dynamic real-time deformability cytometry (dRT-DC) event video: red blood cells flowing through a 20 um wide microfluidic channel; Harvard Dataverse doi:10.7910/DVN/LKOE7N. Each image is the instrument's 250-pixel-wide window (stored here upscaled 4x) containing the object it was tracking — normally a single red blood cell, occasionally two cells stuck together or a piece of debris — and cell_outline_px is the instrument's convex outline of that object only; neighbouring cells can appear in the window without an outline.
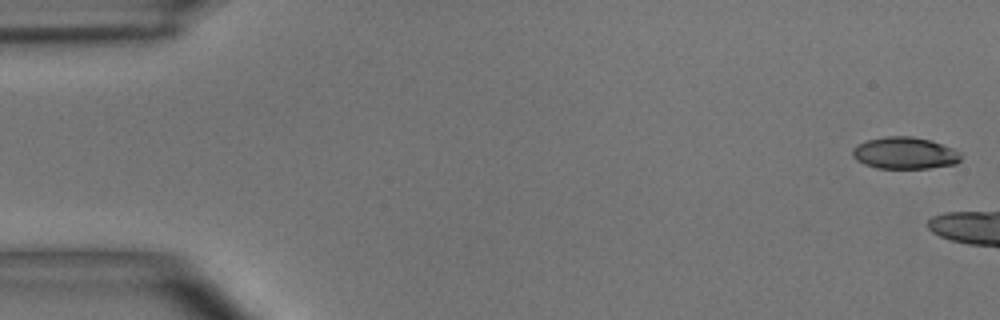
{"species": "common noctule bat (a hibernating species)", "species_latin": "Nyctalus noctula", "temperature_condition": "room temperature", "stored_images_in_passage": 8, "camera_frame_rate_fps": 3000, "um_per_image_px": 0.085, "animal": {"sex": "male", "body_mass_g": 15.6}, "frame": {"image": 1, "passage_image": 1, "time_ms": 0.0, "image_size_px": [1000, 320], "cell_outline_px": [[960, 160], [956, 164], [928, 168], [876, 168], [864, 164], [856, 160], [852, 156], [852, 148], [856, 144], [868, 140], [884, 136], [912, 136], [928, 140], [952, 148], [960, 152]], "centroid_in_image_um": [76.86, 13.01], "position_along_channel_um": 8.1, "area_um2": 20.11}}